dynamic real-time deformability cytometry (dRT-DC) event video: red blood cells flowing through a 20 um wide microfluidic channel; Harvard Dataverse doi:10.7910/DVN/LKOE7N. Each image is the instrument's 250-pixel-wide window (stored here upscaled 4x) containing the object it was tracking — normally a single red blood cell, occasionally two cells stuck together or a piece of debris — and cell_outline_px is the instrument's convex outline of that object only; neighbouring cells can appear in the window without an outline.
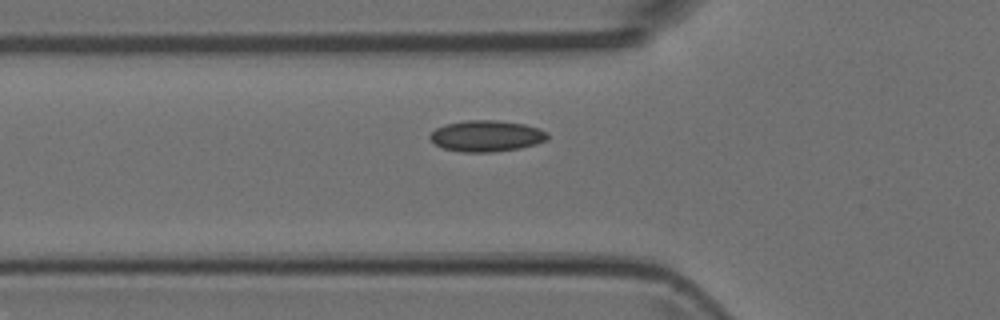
{"species": "Egyptian fruit bat (a non-hibernating species)", "species_latin": "Rousettus aegyptiacus", "temperature_condition": "room temperature", "stored_images_in_passage": 4, "camera_frame_rate_fps": 3000, "um_per_image_px": 0.085, "animal": {"sex": "female"}, "frame": {"image": 1, "passage_image": 4, "time_ms": 1.0, "image_size_px": [1000, 320], "cell_outline_px": [[548, 140], [536, 144], [520, 148], [492, 152], [464, 152], [444, 148], [436, 144], [428, 136], [436, 128], [444, 124], [464, 120], [496, 120], [524, 124], [540, 128], [548, 132]], "centroid_in_image_um": [41.38, 11.55], "position_along_channel_um": 84.4, "area_um2": 21.44}}